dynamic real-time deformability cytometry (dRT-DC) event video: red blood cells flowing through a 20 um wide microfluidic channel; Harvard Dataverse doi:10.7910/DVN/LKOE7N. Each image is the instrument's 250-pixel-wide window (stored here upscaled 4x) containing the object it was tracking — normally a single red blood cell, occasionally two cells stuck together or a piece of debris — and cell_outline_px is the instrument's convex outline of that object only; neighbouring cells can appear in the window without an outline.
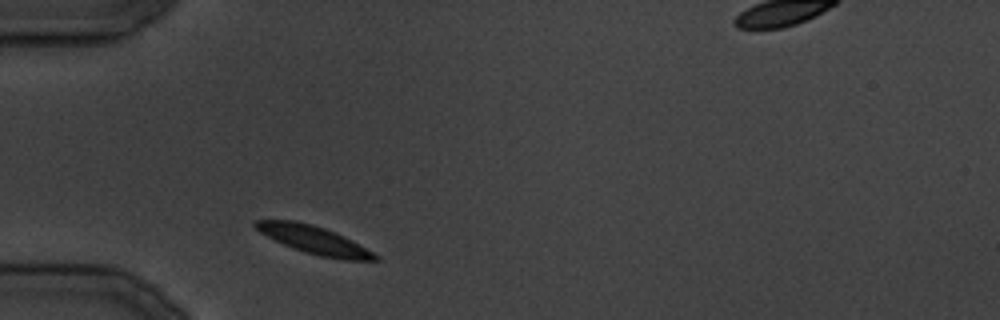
{"species": "common noctule bat (a hibernating species)", "species_latin": "Nyctalus noctula", "temperature_condition": "cold", "stored_images_in_passage": 27, "segment_of_instrument_passage": [1, 2], "camera_frame_rate_fps": 3000, "um_per_image_px": 0.085, "animal": {"sex": "male", "body_mass_g": 19.5, "forearm_length_mm": 54.6}, "frame": {"image": 1, "passage_image": 1, "time_ms": 0.0, "image_size_px": [1000, 320], "cell_outline_px": [[380, 260], [348, 260], [320, 256], [304, 252], [284, 244], [260, 232], [252, 224], [256, 220], [296, 220], [312, 224], [324, 228], [344, 236], [352, 240], [380, 256]], "centroid_in_image_um": [26.72, 20.39], "position_along_channel_um": 58.3, "area_um2": 19.25}}
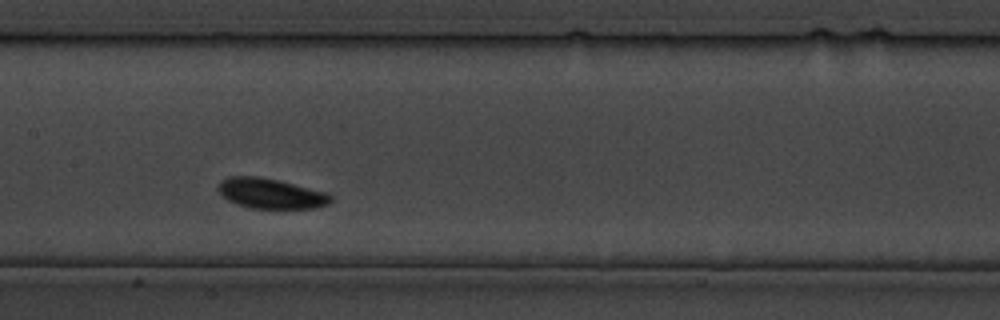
{"frame": {"image": 2, "passage_image": 9, "time_ms": 9.0, "image_size_px": [1000, 320], "cell_outline_px": [[332, 200], [328, 204], [312, 208], [252, 208], [228, 200], [220, 192], [220, 180], [228, 176], [260, 176], [280, 180], [328, 192], [332, 196]], "centroid_in_image_um": [23.07, 16.42], "position_along_channel_um": 184.3, "area_um2": 19.71}}
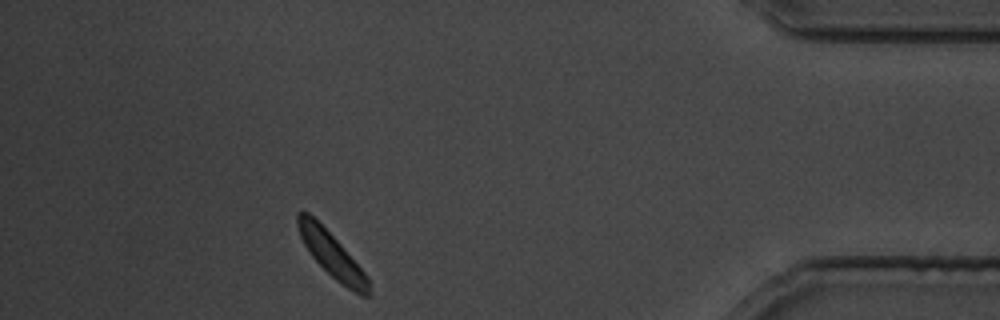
{"frame": {"image": 3, "passage_image": 23, "time_ms": 26.667, "image_size_px": [1000, 320], "cell_outline_px": [[372, 296], [360, 296], [336, 280], [312, 256], [304, 244], [300, 236], [296, 224], [296, 212], [300, 208], [308, 212], [340, 244], [368, 276]], "centroid_in_image_um": [28.2, 21.65], "position_along_channel_um": 407.0, "area_um2": 18.32}}